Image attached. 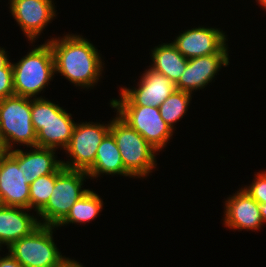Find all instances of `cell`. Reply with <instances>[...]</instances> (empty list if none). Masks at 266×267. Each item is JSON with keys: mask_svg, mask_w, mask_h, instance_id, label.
Listing matches in <instances>:
<instances>
[{"mask_svg": "<svg viewBox=\"0 0 266 267\" xmlns=\"http://www.w3.org/2000/svg\"><path fill=\"white\" fill-rule=\"evenodd\" d=\"M262 221L266 223V204H260Z\"/></svg>", "mask_w": 266, "mask_h": 267, "instance_id": "obj_28", "label": "cell"}, {"mask_svg": "<svg viewBox=\"0 0 266 267\" xmlns=\"http://www.w3.org/2000/svg\"><path fill=\"white\" fill-rule=\"evenodd\" d=\"M0 194L4 206L29 209V184L18 167V149L0 156Z\"/></svg>", "mask_w": 266, "mask_h": 267, "instance_id": "obj_11", "label": "cell"}, {"mask_svg": "<svg viewBox=\"0 0 266 267\" xmlns=\"http://www.w3.org/2000/svg\"><path fill=\"white\" fill-rule=\"evenodd\" d=\"M108 124L94 122L76 123L72 137L65 152L69 153L70 161H62V166L70 170L87 172L94 164L98 147L110 132Z\"/></svg>", "mask_w": 266, "mask_h": 267, "instance_id": "obj_8", "label": "cell"}, {"mask_svg": "<svg viewBox=\"0 0 266 267\" xmlns=\"http://www.w3.org/2000/svg\"><path fill=\"white\" fill-rule=\"evenodd\" d=\"M13 88V65L10 63L0 73V99L14 95Z\"/></svg>", "mask_w": 266, "mask_h": 267, "instance_id": "obj_24", "label": "cell"}, {"mask_svg": "<svg viewBox=\"0 0 266 267\" xmlns=\"http://www.w3.org/2000/svg\"><path fill=\"white\" fill-rule=\"evenodd\" d=\"M0 267H24L10 253L7 256L0 257Z\"/></svg>", "mask_w": 266, "mask_h": 267, "instance_id": "obj_25", "label": "cell"}, {"mask_svg": "<svg viewBox=\"0 0 266 267\" xmlns=\"http://www.w3.org/2000/svg\"><path fill=\"white\" fill-rule=\"evenodd\" d=\"M225 36L217 28L196 27L180 33L172 44L187 59L228 54Z\"/></svg>", "mask_w": 266, "mask_h": 267, "instance_id": "obj_12", "label": "cell"}, {"mask_svg": "<svg viewBox=\"0 0 266 267\" xmlns=\"http://www.w3.org/2000/svg\"><path fill=\"white\" fill-rule=\"evenodd\" d=\"M31 117L37 146L49 149L68 146L75 127L72 115L44 98L31 99Z\"/></svg>", "mask_w": 266, "mask_h": 267, "instance_id": "obj_2", "label": "cell"}, {"mask_svg": "<svg viewBox=\"0 0 266 267\" xmlns=\"http://www.w3.org/2000/svg\"><path fill=\"white\" fill-rule=\"evenodd\" d=\"M4 206V203H3V200H2V197H1V194H0V207Z\"/></svg>", "mask_w": 266, "mask_h": 267, "instance_id": "obj_31", "label": "cell"}, {"mask_svg": "<svg viewBox=\"0 0 266 267\" xmlns=\"http://www.w3.org/2000/svg\"><path fill=\"white\" fill-rule=\"evenodd\" d=\"M8 151L6 150V147L4 145V142L0 135V156L6 154Z\"/></svg>", "mask_w": 266, "mask_h": 267, "instance_id": "obj_29", "label": "cell"}, {"mask_svg": "<svg viewBox=\"0 0 266 267\" xmlns=\"http://www.w3.org/2000/svg\"><path fill=\"white\" fill-rule=\"evenodd\" d=\"M47 42L53 51L55 74L60 73L74 86L83 88L98 83L104 64L90 41L80 35L67 34Z\"/></svg>", "mask_w": 266, "mask_h": 267, "instance_id": "obj_1", "label": "cell"}, {"mask_svg": "<svg viewBox=\"0 0 266 267\" xmlns=\"http://www.w3.org/2000/svg\"><path fill=\"white\" fill-rule=\"evenodd\" d=\"M263 9H266V1L265 3L262 5Z\"/></svg>", "mask_w": 266, "mask_h": 267, "instance_id": "obj_32", "label": "cell"}, {"mask_svg": "<svg viewBox=\"0 0 266 267\" xmlns=\"http://www.w3.org/2000/svg\"><path fill=\"white\" fill-rule=\"evenodd\" d=\"M112 118L110 133L116 140L125 170L132 176L144 178L156 167V150L118 114Z\"/></svg>", "mask_w": 266, "mask_h": 267, "instance_id": "obj_4", "label": "cell"}, {"mask_svg": "<svg viewBox=\"0 0 266 267\" xmlns=\"http://www.w3.org/2000/svg\"><path fill=\"white\" fill-rule=\"evenodd\" d=\"M24 210L30 209L11 206L0 207V247L4 244L8 248L13 242L31 234L40 226L41 221Z\"/></svg>", "mask_w": 266, "mask_h": 267, "instance_id": "obj_16", "label": "cell"}, {"mask_svg": "<svg viewBox=\"0 0 266 267\" xmlns=\"http://www.w3.org/2000/svg\"><path fill=\"white\" fill-rule=\"evenodd\" d=\"M225 227L234 230H258L264 224L260 204L244 188L225 201Z\"/></svg>", "mask_w": 266, "mask_h": 267, "instance_id": "obj_15", "label": "cell"}, {"mask_svg": "<svg viewBox=\"0 0 266 267\" xmlns=\"http://www.w3.org/2000/svg\"><path fill=\"white\" fill-rule=\"evenodd\" d=\"M103 201L94 191H87L76 201L66 217L56 226H63L69 223H86L96 218L101 212Z\"/></svg>", "mask_w": 266, "mask_h": 267, "instance_id": "obj_20", "label": "cell"}, {"mask_svg": "<svg viewBox=\"0 0 266 267\" xmlns=\"http://www.w3.org/2000/svg\"><path fill=\"white\" fill-rule=\"evenodd\" d=\"M253 181L248 187L243 188L259 204H266V171L255 174Z\"/></svg>", "mask_w": 266, "mask_h": 267, "instance_id": "obj_23", "label": "cell"}, {"mask_svg": "<svg viewBox=\"0 0 266 267\" xmlns=\"http://www.w3.org/2000/svg\"><path fill=\"white\" fill-rule=\"evenodd\" d=\"M86 177L89 176L85 171L70 170L63 166L55 172L52 194L47 204L37 213L42 217L40 225L57 226L66 217L72 205L89 191L82 189Z\"/></svg>", "mask_w": 266, "mask_h": 267, "instance_id": "obj_6", "label": "cell"}, {"mask_svg": "<svg viewBox=\"0 0 266 267\" xmlns=\"http://www.w3.org/2000/svg\"><path fill=\"white\" fill-rule=\"evenodd\" d=\"M90 177L95 178L100 174L109 175H131L125 170L120 151L113 135L109 132L98 147L93 166L86 172Z\"/></svg>", "mask_w": 266, "mask_h": 267, "instance_id": "obj_18", "label": "cell"}, {"mask_svg": "<svg viewBox=\"0 0 266 267\" xmlns=\"http://www.w3.org/2000/svg\"><path fill=\"white\" fill-rule=\"evenodd\" d=\"M259 2L260 6L263 5L265 3L266 0H256Z\"/></svg>", "mask_w": 266, "mask_h": 267, "instance_id": "obj_30", "label": "cell"}, {"mask_svg": "<svg viewBox=\"0 0 266 267\" xmlns=\"http://www.w3.org/2000/svg\"><path fill=\"white\" fill-rule=\"evenodd\" d=\"M60 267H83L75 260L67 259Z\"/></svg>", "mask_w": 266, "mask_h": 267, "instance_id": "obj_27", "label": "cell"}, {"mask_svg": "<svg viewBox=\"0 0 266 267\" xmlns=\"http://www.w3.org/2000/svg\"><path fill=\"white\" fill-rule=\"evenodd\" d=\"M55 187V172L38 177L29 185V209L38 213L48 202Z\"/></svg>", "mask_w": 266, "mask_h": 267, "instance_id": "obj_22", "label": "cell"}, {"mask_svg": "<svg viewBox=\"0 0 266 267\" xmlns=\"http://www.w3.org/2000/svg\"><path fill=\"white\" fill-rule=\"evenodd\" d=\"M138 88H121L120 99H112V106L159 107L175 90V84L166 76L149 68L143 73Z\"/></svg>", "mask_w": 266, "mask_h": 267, "instance_id": "obj_10", "label": "cell"}, {"mask_svg": "<svg viewBox=\"0 0 266 267\" xmlns=\"http://www.w3.org/2000/svg\"><path fill=\"white\" fill-rule=\"evenodd\" d=\"M6 53L5 49L0 47V73L11 63Z\"/></svg>", "mask_w": 266, "mask_h": 267, "instance_id": "obj_26", "label": "cell"}, {"mask_svg": "<svg viewBox=\"0 0 266 267\" xmlns=\"http://www.w3.org/2000/svg\"><path fill=\"white\" fill-rule=\"evenodd\" d=\"M10 10L31 43L56 15L52 0H10Z\"/></svg>", "mask_w": 266, "mask_h": 267, "instance_id": "obj_13", "label": "cell"}, {"mask_svg": "<svg viewBox=\"0 0 266 267\" xmlns=\"http://www.w3.org/2000/svg\"><path fill=\"white\" fill-rule=\"evenodd\" d=\"M33 148L28 153L18 149V167L22 168L29 185L40 176L53 174L62 166V161L55 158V149Z\"/></svg>", "mask_w": 266, "mask_h": 267, "instance_id": "obj_17", "label": "cell"}, {"mask_svg": "<svg viewBox=\"0 0 266 267\" xmlns=\"http://www.w3.org/2000/svg\"><path fill=\"white\" fill-rule=\"evenodd\" d=\"M151 69L161 73L176 84L185 71L188 59L171 43H163L152 50Z\"/></svg>", "mask_w": 266, "mask_h": 267, "instance_id": "obj_19", "label": "cell"}, {"mask_svg": "<svg viewBox=\"0 0 266 267\" xmlns=\"http://www.w3.org/2000/svg\"><path fill=\"white\" fill-rule=\"evenodd\" d=\"M0 135L7 151L12 144L37 146V133L31 117V98L12 95L0 99Z\"/></svg>", "mask_w": 266, "mask_h": 267, "instance_id": "obj_5", "label": "cell"}, {"mask_svg": "<svg viewBox=\"0 0 266 267\" xmlns=\"http://www.w3.org/2000/svg\"><path fill=\"white\" fill-rule=\"evenodd\" d=\"M191 93L175 90L158 108L162 119L172 129L174 123L183 118L190 104Z\"/></svg>", "mask_w": 266, "mask_h": 267, "instance_id": "obj_21", "label": "cell"}, {"mask_svg": "<svg viewBox=\"0 0 266 267\" xmlns=\"http://www.w3.org/2000/svg\"><path fill=\"white\" fill-rule=\"evenodd\" d=\"M228 64V54H211L188 59L185 71L175 84L176 90L192 94L194 90L203 89L215 78L221 66Z\"/></svg>", "mask_w": 266, "mask_h": 267, "instance_id": "obj_14", "label": "cell"}, {"mask_svg": "<svg viewBox=\"0 0 266 267\" xmlns=\"http://www.w3.org/2000/svg\"><path fill=\"white\" fill-rule=\"evenodd\" d=\"M13 65V88L15 95L36 97L55 73L53 51L48 42L32 49L18 63ZM47 84V85H46Z\"/></svg>", "mask_w": 266, "mask_h": 267, "instance_id": "obj_3", "label": "cell"}, {"mask_svg": "<svg viewBox=\"0 0 266 267\" xmlns=\"http://www.w3.org/2000/svg\"><path fill=\"white\" fill-rule=\"evenodd\" d=\"M117 114L137 131L157 152L165 148L173 129L162 119L159 108L152 106H112Z\"/></svg>", "mask_w": 266, "mask_h": 267, "instance_id": "obj_9", "label": "cell"}, {"mask_svg": "<svg viewBox=\"0 0 266 267\" xmlns=\"http://www.w3.org/2000/svg\"><path fill=\"white\" fill-rule=\"evenodd\" d=\"M56 226L40 225L31 234L13 242L8 252L24 267H60L67 259L53 239Z\"/></svg>", "mask_w": 266, "mask_h": 267, "instance_id": "obj_7", "label": "cell"}]
</instances>
